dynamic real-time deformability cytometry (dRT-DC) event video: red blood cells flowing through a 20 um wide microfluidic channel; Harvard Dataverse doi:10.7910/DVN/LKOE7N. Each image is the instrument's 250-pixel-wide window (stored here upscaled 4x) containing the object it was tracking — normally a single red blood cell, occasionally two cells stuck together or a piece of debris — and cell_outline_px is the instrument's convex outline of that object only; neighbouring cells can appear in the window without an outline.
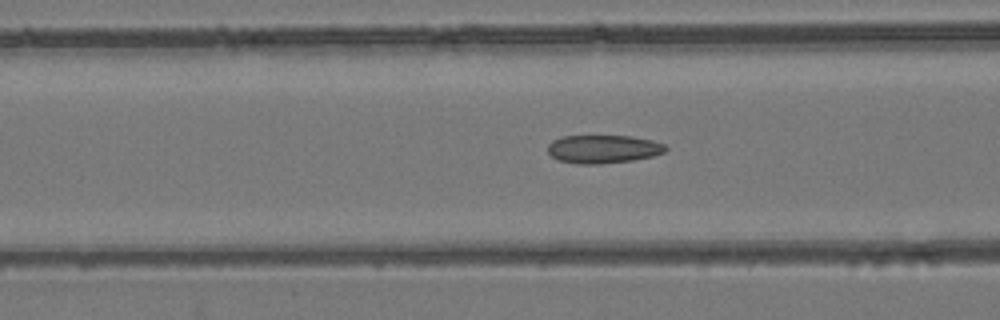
{"species": "common noctule bat (a hibernating species)", "species_latin": "Nyctalus noctula", "temperature_condition": "room temperature", "stored_images_in_passage": 54, "camera_frame_rate_fps": 3000, "um_per_image_px": 0.085, "animal": {"sex": "female", "body_mass_g": 24.6, "forearm_length_mm": 56.2}, "frame": {"image": 1, "passage_image": 22, "time_ms": 7.0, "image_size_px": [1000, 320], "cell_outline_px": [[668, 148], [664, 152], [652, 156], [632, 160], [600, 164], [576, 164], [556, 160], [548, 152], [548, 144], [552, 140], [560, 136], [632, 136], [652, 140], [664, 144]], "centroid_in_image_um": [51.24, 12.67], "position_along_channel_um": 115.4, "area_um2": 19.54}}
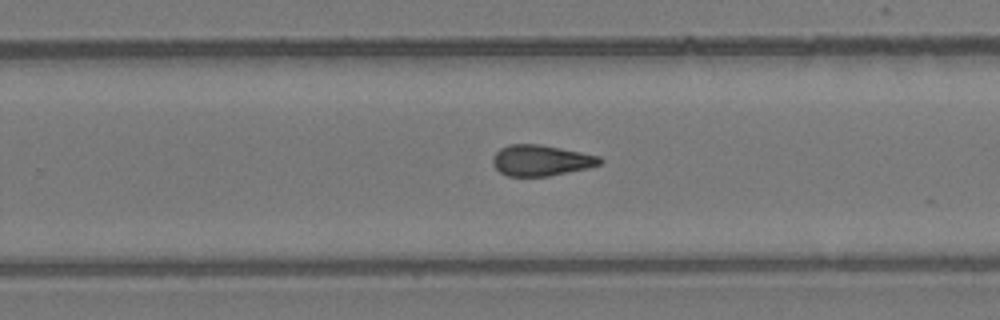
{"frame": {"image": 2, "passage_image": 35, "time_ms": 11.333, "image_size_px": [1000, 320], "cell_outline_px": [[604, 160], [600, 164], [588, 168], [548, 176], [508, 176], [500, 172], [492, 164], [492, 156], [500, 148], [508, 144], [540, 144], [600, 156]], "centroid_in_image_um": [45.97, 13.63], "position_along_channel_um": 283.8, "area_um2": 19.31}}
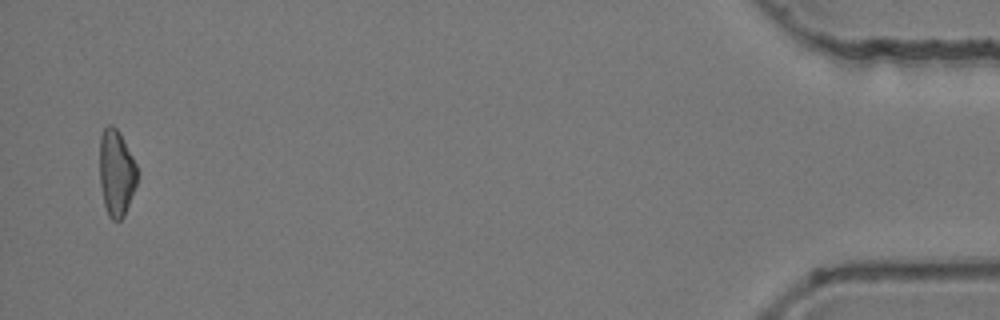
{"frame": {"image": 3, "passage_image": 53, "time_ms": 17.333, "image_size_px": [1000, 320], "cell_outline_px": [[136, 184], [124, 216], [120, 220], [112, 220], [108, 216], [104, 204], [100, 184], [100, 136], [104, 128], [108, 124], [112, 124], [116, 128], [132, 156], [136, 164]], "centroid_in_image_um": [9.86, 14.7], "position_along_channel_um": 425.3, "area_um2": 18.61}, "authors_computed_cell_mechanics": {"area_um2": 19.5653, "velocity_mm_per_s": 3.8912, "shape_relaxation_time_tau1_ms": null, "shape_relaxation_time_tau2_ms": 4.0852, "deformation_change_tau1": null, "deformation_change_tau2": 0.112}}